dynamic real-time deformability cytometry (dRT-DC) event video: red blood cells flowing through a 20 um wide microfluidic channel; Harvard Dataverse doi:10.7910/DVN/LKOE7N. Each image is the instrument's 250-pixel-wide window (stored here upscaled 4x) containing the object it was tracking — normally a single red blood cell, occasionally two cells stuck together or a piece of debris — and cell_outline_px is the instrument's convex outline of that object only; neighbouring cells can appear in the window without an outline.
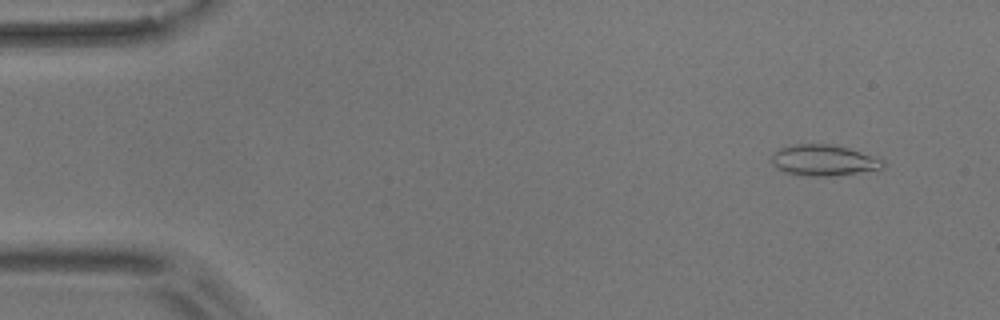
{"species": "common noctule bat (a hibernating species)", "species_latin": "Nyctalus noctula", "temperature_condition": "room temperature", "stored_images_in_passage": 4, "camera_frame_rate_fps": 3000, "um_per_image_px": 0.085, "animal": {"sex": "male", "body_mass_g": 17.9}, "frame": {"image": 1, "passage_image": 1, "time_ms": 0.0, "image_size_px": [1000, 320], "cell_outline_px": [[884, 164], [880, 168], [832, 176], [804, 176], [784, 172], [776, 168], [772, 164], [772, 156], [780, 148], [796, 144], [828, 144], [848, 148], [884, 160]], "centroid_in_image_um": [69.95, 13.63], "position_along_channel_um": 15.1, "area_um2": 19.71}}